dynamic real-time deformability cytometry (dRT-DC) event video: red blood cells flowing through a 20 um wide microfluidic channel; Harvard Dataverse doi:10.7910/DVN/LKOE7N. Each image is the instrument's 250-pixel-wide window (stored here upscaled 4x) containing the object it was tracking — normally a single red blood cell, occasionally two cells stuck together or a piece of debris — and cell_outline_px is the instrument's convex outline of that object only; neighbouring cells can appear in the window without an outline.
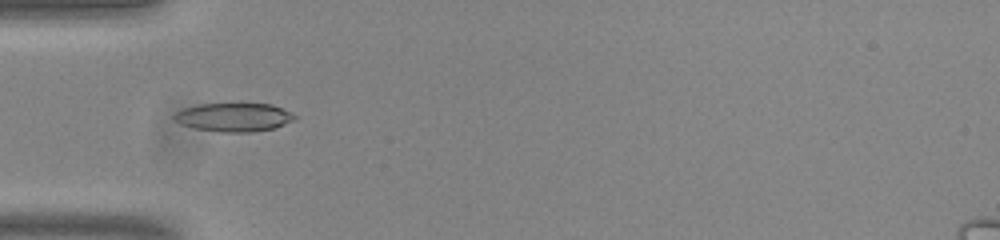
{"species": "common noctule bat (a hibernating species)", "species_latin": "Nyctalus noctula", "temperature_condition": "room temperature", "stored_images_in_passage": 53, "camera_frame_rate_fps": 3000, "um_per_image_px": 0.085, "animal": {"sex": "male", "body_mass_g": 20.0, "forearm_length_mm": 53.3}, "frame": {"image": 1, "passage_image": 17, "time_ms": 5.333, "image_size_px": [1000, 240], "cell_outline_px": [[296, 116], [292, 120], [276, 128], [252, 132], [220, 132], [196, 128], [180, 124], [172, 116], [180, 108], [196, 104], [272, 104]], "centroid_in_image_um": [19.81, 9.96], "position_along_channel_um": 65.2, "area_um2": 19.94}}
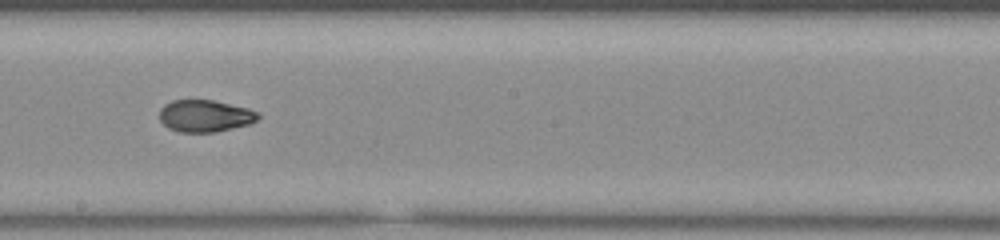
{"frame": {"image": 2, "passage_image": 30, "time_ms": 9.667, "image_size_px": [1000, 240], "cell_outline_px": [[260, 116], [256, 120], [248, 124], [216, 132], [180, 132], [168, 128], [160, 120], [160, 108], [164, 104], [172, 100], [212, 100], [248, 108], [260, 112]], "centroid_in_image_um": [17.42, 9.85], "position_along_channel_um": 230.8, "area_um2": 18.38}}
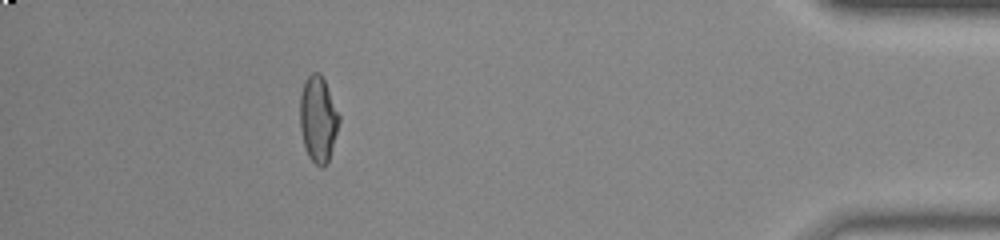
{"frame": {"image": 3, "passage_image": 48, "time_ms": 15.667, "image_size_px": [1000, 240], "cell_outline_px": [[340, 120], [328, 160], [320, 168], [308, 156], [304, 148], [300, 128], [300, 92], [308, 76], [312, 72], [320, 72], [324, 80], [340, 116]], "centroid_in_image_um": [27.02, 10.11], "position_along_channel_um": 408.2, "area_um2": 19.36}, "authors_computed_cell_mechanics": {"area_um2": 19.2474, "velocity_mm_per_s": 3.8386, "shape_relaxation_time_tau1_ms": 8.3694, "shape_relaxation_time_tau2_ms": 1.5301, "deformation_change_tau1": 0.2273, "deformation_change_tau2": 0.0587}}